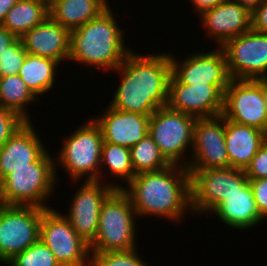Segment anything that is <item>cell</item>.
I'll list each match as a JSON object with an SVG mask.
<instances>
[{"mask_svg":"<svg viewBox=\"0 0 267 266\" xmlns=\"http://www.w3.org/2000/svg\"><path fill=\"white\" fill-rule=\"evenodd\" d=\"M115 71H118L121 78L109 104L112 108L151 115L167 105L171 75L169 53L144 56L132 50L113 72Z\"/></svg>","mask_w":267,"mask_h":266,"instance_id":"6da1fadb","label":"cell"},{"mask_svg":"<svg viewBox=\"0 0 267 266\" xmlns=\"http://www.w3.org/2000/svg\"><path fill=\"white\" fill-rule=\"evenodd\" d=\"M126 185L123 190L137 217L156 216L179 223L185 213L192 214L190 173L185 166L172 164L159 171L137 173Z\"/></svg>","mask_w":267,"mask_h":266,"instance_id":"7a4b0ae2","label":"cell"},{"mask_svg":"<svg viewBox=\"0 0 267 266\" xmlns=\"http://www.w3.org/2000/svg\"><path fill=\"white\" fill-rule=\"evenodd\" d=\"M110 8L111 6L98 17L70 31L68 61L114 71L132 51L124 45V31L118 26Z\"/></svg>","mask_w":267,"mask_h":266,"instance_id":"3957f363","label":"cell"},{"mask_svg":"<svg viewBox=\"0 0 267 266\" xmlns=\"http://www.w3.org/2000/svg\"><path fill=\"white\" fill-rule=\"evenodd\" d=\"M45 152L29 167L13 169L0 181V199L4 205L50 208L46 203L53 195L58 173L55 159ZM57 173V174H56Z\"/></svg>","mask_w":267,"mask_h":266,"instance_id":"277c9868","label":"cell"},{"mask_svg":"<svg viewBox=\"0 0 267 266\" xmlns=\"http://www.w3.org/2000/svg\"><path fill=\"white\" fill-rule=\"evenodd\" d=\"M129 195L115 189L104 201L98 232L89 244L91 253L132 250L136 247V217Z\"/></svg>","mask_w":267,"mask_h":266,"instance_id":"5b68a950","label":"cell"},{"mask_svg":"<svg viewBox=\"0 0 267 266\" xmlns=\"http://www.w3.org/2000/svg\"><path fill=\"white\" fill-rule=\"evenodd\" d=\"M63 142L55 167H63L73 183L83 177L84 181H100V172L104 171L100 168L103 135L95 120L88 119Z\"/></svg>","mask_w":267,"mask_h":266,"instance_id":"8992f818","label":"cell"},{"mask_svg":"<svg viewBox=\"0 0 267 266\" xmlns=\"http://www.w3.org/2000/svg\"><path fill=\"white\" fill-rule=\"evenodd\" d=\"M190 173L191 211L210 214L229 195L241 191L249 178L238 168L188 169ZM209 212V213H208Z\"/></svg>","mask_w":267,"mask_h":266,"instance_id":"52a82bcc","label":"cell"},{"mask_svg":"<svg viewBox=\"0 0 267 266\" xmlns=\"http://www.w3.org/2000/svg\"><path fill=\"white\" fill-rule=\"evenodd\" d=\"M195 123V117L166 105L150 115L148 133L171 164L187 167L184 153L192 150Z\"/></svg>","mask_w":267,"mask_h":266,"instance_id":"ba28073f","label":"cell"},{"mask_svg":"<svg viewBox=\"0 0 267 266\" xmlns=\"http://www.w3.org/2000/svg\"><path fill=\"white\" fill-rule=\"evenodd\" d=\"M42 215L43 209L35 206H0V263L6 265L40 239Z\"/></svg>","mask_w":267,"mask_h":266,"instance_id":"9c48e42d","label":"cell"},{"mask_svg":"<svg viewBox=\"0 0 267 266\" xmlns=\"http://www.w3.org/2000/svg\"><path fill=\"white\" fill-rule=\"evenodd\" d=\"M40 239L61 266H90V245L72 228L68 219L54 208L43 209Z\"/></svg>","mask_w":267,"mask_h":266,"instance_id":"30bf717a","label":"cell"},{"mask_svg":"<svg viewBox=\"0 0 267 266\" xmlns=\"http://www.w3.org/2000/svg\"><path fill=\"white\" fill-rule=\"evenodd\" d=\"M265 107L263 88L257 80L231 79L224 92L221 115L226 120L267 133Z\"/></svg>","mask_w":267,"mask_h":266,"instance_id":"8fae6325","label":"cell"},{"mask_svg":"<svg viewBox=\"0 0 267 266\" xmlns=\"http://www.w3.org/2000/svg\"><path fill=\"white\" fill-rule=\"evenodd\" d=\"M100 181H83L75 192L67 214L63 215L71 223L73 230L87 243H91L97 232L100 211L106 198L115 190L123 189L117 183Z\"/></svg>","mask_w":267,"mask_h":266,"instance_id":"7c38bea8","label":"cell"},{"mask_svg":"<svg viewBox=\"0 0 267 266\" xmlns=\"http://www.w3.org/2000/svg\"><path fill=\"white\" fill-rule=\"evenodd\" d=\"M221 48L231 79L267 78V34L251 29L227 40Z\"/></svg>","mask_w":267,"mask_h":266,"instance_id":"4fadbf2b","label":"cell"},{"mask_svg":"<svg viewBox=\"0 0 267 266\" xmlns=\"http://www.w3.org/2000/svg\"><path fill=\"white\" fill-rule=\"evenodd\" d=\"M170 54L171 73L185 85H217L225 92L231 77L228 72L227 60L221 47L207 52L194 53L183 60ZM174 55V56H173Z\"/></svg>","mask_w":267,"mask_h":266,"instance_id":"5bb4252c","label":"cell"},{"mask_svg":"<svg viewBox=\"0 0 267 266\" xmlns=\"http://www.w3.org/2000/svg\"><path fill=\"white\" fill-rule=\"evenodd\" d=\"M226 119L222 115L196 119L191 158L187 169L228 168L225 145Z\"/></svg>","mask_w":267,"mask_h":266,"instance_id":"9a60e30c","label":"cell"},{"mask_svg":"<svg viewBox=\"0 0 267 266\" xmlns=\"http://www.w3.org/2000/svg\"><path fill=\"white\" fill-rule=\"evenodd\" d=\"M224 92L212 84L185 85L172 73L168 82L167 106L196 119L222 114Z\"/></svg>","mask_w":267,"mask_h":266,"instance_id":"2e32d148","label":"cell"},{"mask_svg":"<svg viewBox=\"0 0 267 266\" xmlns=\"http://www.w3.org/2000/svg\"><path fill=\"white\" fill-rule=\"evenodd\" d=\"M251 12L240 3L225 0L215 8L205 11L199 16L207 38H212L217 47L227 40L237 37L252 29Z\"/></svg>","mask_w":267,"mask_h":266,"instance_id":"e0dca14e","label":"cell"},{"mask_svg":"<svg viewBox=\"0 0 267 266\" xmlns=\"http://www.w3.org/2000/svg\"><path fill=\"white\" fill-rule=\"evenodd\" d=\"M95 122L100 126L103 141L131 148L148 134L150 115L124 112L109 104Z\"/></svg>","mask_w":267,"mask_h":266,"instance_id":"ac0fdd59","label":"cell"},{"mask_svg":"<svg viewBox=\"0 0 267 266\" xmlns=\"http://www.w3.org/2000/svg\"><path fill=\"white\" fill-rule=\"evenodd\" d=\"M32 121H26L0 148V181L13 169L29 167L48 151ZM46 149V150H45Z\"/></svg>","mask_w":267,"mask_h":266,"instance_id":"d6986e66","label":"cell"},{"mask_svg":"<svg viewBox=\"0 0 267 266\" xmlns=\"http://www.w3.org/2000/svg\"><path fill=\"white\" fill-rule=\"evenodd\" d=\"M20 38L29 54L51 58L60 64L69 59L70 31L50 16Z\"/></svg>","mask_w":267,"mask_h":266,"instance_id":"ffe728a7","label":"cell"},{"mask_svg":"<svg viewBox=\"0 0 267 266\" xmlns=\"http://www.w3.org/2000/svg\"><path fill=\"white\" fill-rule=\"evenodd\" d=\"M267 133L226 120L225 145L229 167L245 170L266 140Z\"/></svg>","mask_w":267,"mask_h":266,"instance_id":"44dd1931","label":"cell"},{"mask_svg":"<svg viewBox=\"0 0 267 266\" xmlns=\"http://www.w3.org/2000/svg\"><path fill=\"white\" fill-rule=\"evenodd\" d=\"M211 214L217 216L228 227L238 231L251 229L264 221L249 183L241 191L229 195Z\"/></svg>","mask_w":267,"mask_h":266,"instance_id":"7402d4cb","label":"cell"},{"mask_svg":"<svg viewBox=\"0 0 267 266\" xmlns=\"http://www.w3.org/2000/svg\"><path fill=\"white\" fill-rule=\"evenodd\" d=\"M107 8L102 0H50L49 16L72 31L98 17Z\"/></svg>","mask_w":267,"mask_h":266,"instance_id":"603a6c76","label":"cell"},{"mask_svg":"<svg viewBox=\"0 0 267 266\" xmlns=\"http://www.w3.org/2000/svg\"><path fill=\"white\" fill-rule=\"evenodd\" d=\"M59 62L51 58L27 53L18 75L38 99L54 88ZM56 73V74H55Z\"/></svg>","mask_w":267,"mask_h":266,"instance_id":"cb8c5ba5","label":"cell"},{"mask_svg":"<svg viewBox=\"0 0 267 266\" xmlns=\"http://www.w3.org/2000/svg\"><path fill=\"white\" fill-rule=\"evenodd\" d=\"M48 16V0H18L7 12L2 26L20 38Z\"/></svg>","mask_w":267,"mask_h":266,"instance_id":"d4e9b609","label":"cell"},{"mask_svg":"<svg viewBox=\"0 0 267 266\" xmlns=\"http://www.w3.org/2000/svg\"><path fill=\"white\" fill-rule=\"evenodd\" d=\"M37 98L19 75L0 77V106L17 113L25 121H32L27 105Z\"/></svg>","mask_w":267,"mask_h":266,"instance_id":"484cf974","label":"cell"},{"mask_svg":"<svg viewBox=\"0 0 267 266\" xmlns=\"http://www.w3.org/2000/svg\"><path fill=\"white\" fill-rule=\"evenodd\" d=\"M109 169L108 171L100 172V182L105 180V174L107 172L112 174L114 178H119L127 184L133 179L136 175L134 172L131 156H130V148L123 147L113 143H107L103 141L102 150H101V161L100 168L105 166Z\"/></svg>","mask_w":267,"mask_h":266,"instance_id":"4316f807","label":"cell"},{"mask_svg":"<svg viewBox=\"0 0 267 266\" xmlns=\"http://www.w3.org/2000/svg\"><path fill=\"white\" fill-rule=\"evenodd\" d=\"M130 156L136 174L159 171L172 165L161 153L149 133L130 148Z\"/></svg>","mask_w":267,"mask_h":266,"instance_id":"83f0119b","label":"cell"},{"mask_svg":"<svg viewBox=\"0 0 267 266\" xmlns=\"http://www.w3.org/2000/svg\"><path fill=\"white\" fill-rule=\"evenodd\" d=\"M7 266H61L55 255L41 239L24 251L16 254L7 263Z\"/></svg>","mask_w":267,"mask_h":266,"instance_id":"f1b7e54d","label":"cell"},{"mask_svg":"<svg viewBox=\"0 0 267 266\" xmlns=\"http://www.w3.org/2000/svg\"><path fill=\"white\" fill-rule=\"evenodd\" d=\"M138 250L91 253L90 266H148L139 257Z\"/></svg>","mask_w":267,"mask_h":266,"instance_id":"f546056e","label":"cell"},{"mask_svg":"<svg viewBox=\"0 0 267 266\" xmlns=\"http://www.w3.org/2000/svg\"><path fill=\"white\" fill-rule=\"evenodd\" d=\"M27 55L21 38H17L6 51L0 55V77L18 75Z\"/></svg>","mask_w":267,"mask_h":266,"instance_id":"4dcf8cb0","label":"cell"},{"mask_svg":"<svg viewBox=\"0 0 267 266\" xmlns=\"http://www.w3.org/2000/svg\"><path fill=\"white\" fill-rule=\"evenodd\" d=\"M25 122L17 113L0 106V148Z\"/></svg>","mask_w":267,"mask_h":266,"instance_id":"1f68e13d","label":"cell"},{"mask_svg":"<svg viewBox=\"0 0 267 266\" xmlns=\"http://www.w3.org/2000/svg\"><path fill=\"white\" fill-rule=\"evenodd\" d=\"M244 171L249 179L267 178V138Z\"/></svg>","mask_w":267,"mask_h":266,"instance_id":"d6a6232c","label":"cell"},{"mask_svg":"<svg viewBox=\"0 0 267 266\" xmlns=\"http://www.w3.org/2000/svg\"><path fill=\"white\" fill-rule=\"evenodd\" d=\"M249 185L261 216L267 219V178L249 179Z\"/></svg>","mask_w":267,"mask_h":266,"instance_id":"836d02e7","label":"cell"},{"mask_svg":"<svg viewBox=\"0 0 267 266\" xmlns=\"http://www.w3.org/2000/svg\"><path fill=\"white\" fill-rule=\"evenodd\" d=\"M251 17L252 29L258 33L267 34V0L252 12Z\"/></svg>","mask_w":267,"mask_h":266,"instance_id":"e575fe53","label":"cell"},{"mask_svg":"<svg viewBox=\"0 0 267 266\" xmlns=\"http://www.w3.org/2000/svg\"><path fill=\"white\" fill-rule=\"evenodd\" d=\"M225 0H190L193 10H196L198 15H201L205 11L215 8L217 5L221 4Z\"/></svg>","mask_w":267,"mask_h":266,"instance_id":"d590c367","label":"cell"},{"mask_svg":"<svg viewBox=\"0 0 267 266\" xmlns=\"http://www.w3.org/2000/svg\"><path fill=\"white\" fill-rule=\"evenodd\" d=\"M16 39L17 37L13 33L0 25V55L3 54L6 51V48Z\"/></svg>","mask_w":267,"mask_h":266,"instance_id":"8d00e7d4","label":"cell"},{"mask_svg":"<svg viewBox=\"0 0 267 266\" xmlns=\"http://www.w3.org/2000/svg\"><path fill=\"white\" fill-rule=\"evenodd\" d=\"M18 0H0V25H2L7 12L17 3Z\"/></svg>","mask_w":267,"mask_h":266,"instance_id":"74e56055","label":"cell"},{"mask_svg":"<svg viewBox=\"0 0 267 266\" xmlns=\"http://www.w3.org/2000/svg\"><path fill=\"white\" fill-rule=\"evenodd\" d=\"M246 7L251 13L260 6L265 0H233Z\"/></svg>","mask_w":267,"mask_h":266,"instance_id":"f35d334b","label":"cell"},{"mask_svg":"<svg viewBox=\"0 0 267 266\" xmlns=\"http://www.w3.org/2000/svg\"><path fill=\"white\" fill-rule=\"evenodd\" d=\"M262 86L263 88V97L266 103V119H267V78H260V79H256Z\"/></svg>","mask_w":267,"mask_h":266,"instance_id":"ab89813d","label":"cell"},{"mask_svg":"<svg viewBox=\"0 0 267 266\" xmlns=\"http://www.w3.org/2000/svg\"><path fill=\"white\" fill-rule=\"evenodd\" d=\"M108 7L110 6L109 4H108V0H102Z\"/></svg>","mask_w":267,"mask_h":266,"instance_id":"60d3db41","label":"cell"}]
</instances>
